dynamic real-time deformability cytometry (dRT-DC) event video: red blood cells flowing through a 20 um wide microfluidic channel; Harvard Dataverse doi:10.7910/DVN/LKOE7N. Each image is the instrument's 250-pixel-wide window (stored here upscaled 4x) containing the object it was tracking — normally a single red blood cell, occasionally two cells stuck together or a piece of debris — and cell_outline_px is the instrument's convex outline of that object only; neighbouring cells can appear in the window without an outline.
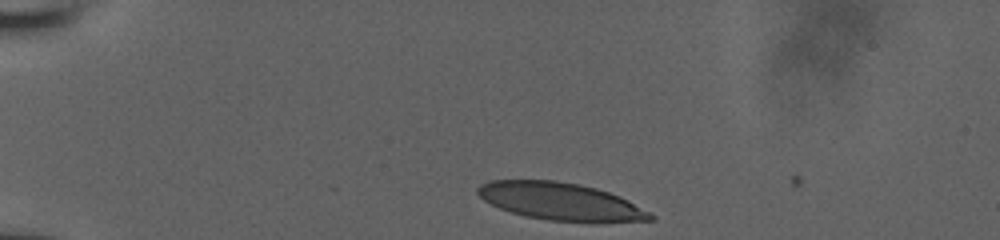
{"species": "human", "species_latin": "Homo sapiens", "temperature_condition": "room temperature", "stored_images_in_passage": 11, "camera_frame_rate_fps": 3000, "um_per_image_px": 0.085, "donor": {"sex": "male"}, "frame": {"image": 1, "passage_image": 1, "time_ms": 0.0, "image_size_px": [1000, 240], "cell_outline_px": [[656, 220], [592, 224], [548, 220], [524, 216], [500, 208], [484, 200], [476, 192], [476, 188], [480, 184], [488, 180], [556, 180], [580, 184], [596, 188], [620, 196], [628, 200], [656, 216]], "centroid_in_image_um": [47.7, 17.15], "position_along_channel_um": 37.3, "area_um2": 38.49}}
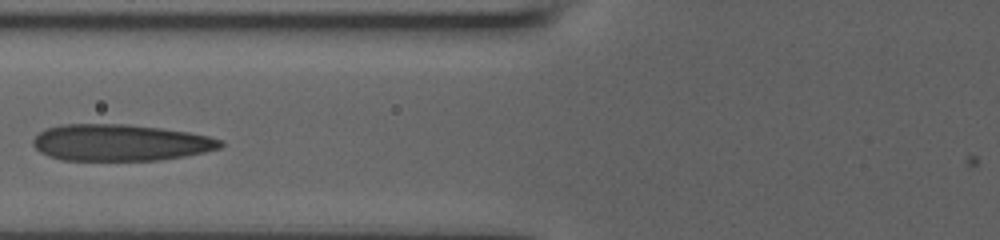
{"frame": {"image": 2, "passage_image": 7, "time_ms": 3.667, "image_size_px": [1000, 240], "cell_outline_px": [[224, 144], [220, 148], [204, 152], [184, 156], [156, 160], [60, 160], [48, 156], [40, 152], [32, 144], [32, 140], [40, 132], [48, 128], [60, 124], [128, 124], [160, 128], [188, 132], [208, 136], [220, 140]], "centroid_in_image_um": [10.19, 12.12], "position_along_channel_um": 115.6, "area_um2": 39.82}}
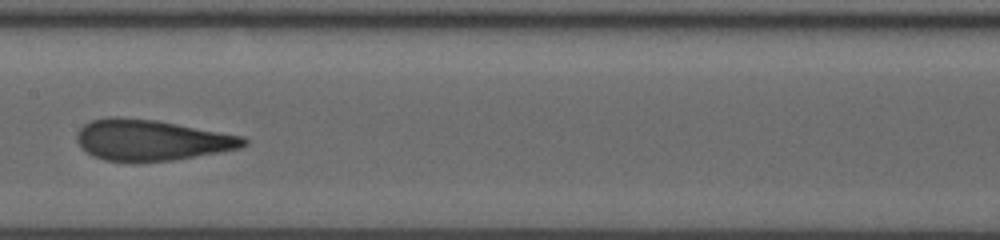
{"frame": {"image": 3, "passage_image": 10, "time_ms": 5.667, "image_size_px": [1000, 240], "cell_outline_px": [[248, 144], [240, 148], [220, 152], [172, 160], [136, 164], [132, 164], [104, 160], [92, 156], [80, 148], [76, 140], [76, 132], [84, 124], [92, 120], [108, 116], [120, 116], [156, 120], [244, 136], [248, 140]], "centroid_in_image_um": [12.81, 11.93], "position_along_channel_um": 194.6, "area_um2": 40.69}}